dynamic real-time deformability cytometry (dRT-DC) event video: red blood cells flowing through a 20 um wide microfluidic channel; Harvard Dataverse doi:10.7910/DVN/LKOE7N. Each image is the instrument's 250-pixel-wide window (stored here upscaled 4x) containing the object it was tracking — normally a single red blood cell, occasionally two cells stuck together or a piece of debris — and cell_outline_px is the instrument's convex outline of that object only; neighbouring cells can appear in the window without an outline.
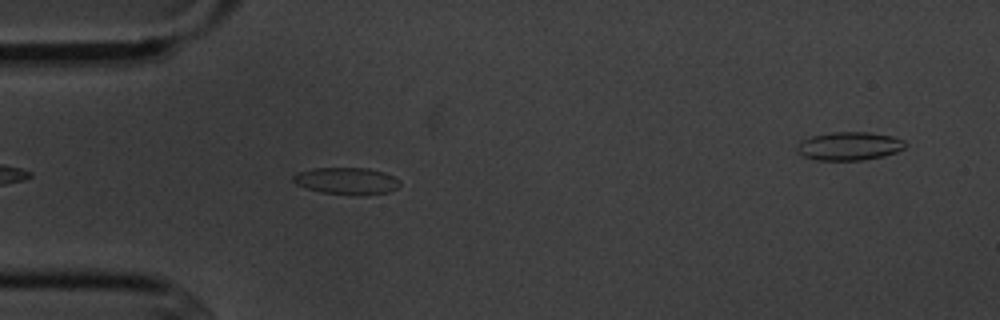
{"species": "common noctule bat (a hibernating species)", "species_latin": "Nyctalus noctula", "temperature_condition": "cold", "stored_images_in_passage": 5, "segment_of_instrument_passage": [1, 2], "camera_frame_rate_fps": 3000, "um_per_image_px": 0.085, "animal": {"sex": "male", "body_mass_g": 20.1, "forearm_length_mm": 53.5}, "frame": {"image": 1, "passage_image": 4, "time_ms": 4.333, "image_size_px": [1000, 320], "cell_outline_px": [[400, 184], [396, 188], [388, 192], [320, 192], [296, 184], [292, 180], [292, 176], [296, 172], [312, 168], [368, 168], [384, 172], [400, 180]], "centroid_in_image_um": [29.4, 15.31], "position_along_channel_um": 55.6, "area_um2": 15.9}}